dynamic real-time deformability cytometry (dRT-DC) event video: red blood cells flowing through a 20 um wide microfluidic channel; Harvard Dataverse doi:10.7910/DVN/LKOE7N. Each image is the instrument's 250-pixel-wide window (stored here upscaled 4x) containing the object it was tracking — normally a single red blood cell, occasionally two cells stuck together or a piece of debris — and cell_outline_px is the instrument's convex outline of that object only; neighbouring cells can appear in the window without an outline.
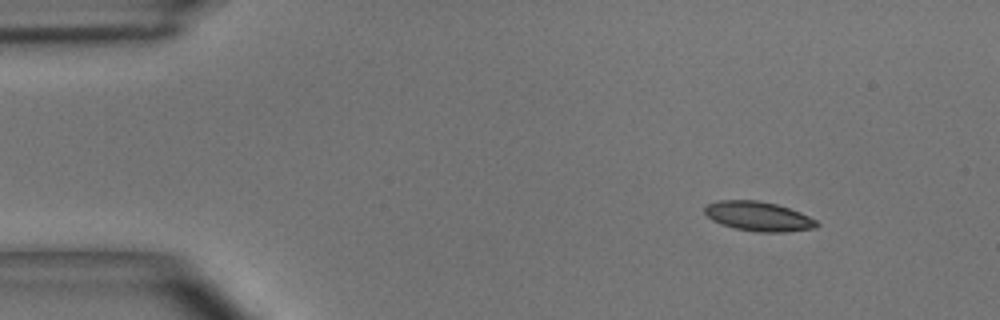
{"species": "common noctule bat (a hibernating species)", "species_latin": "Nyctalus noctula", "temperature_condition": "room temperature", "stored_images_in_passage": 4, "camera_frame_rate_fps": 3000, "um_per_image_px": 0.085, "animal": {"sex": "male", "body_mass_g": 15.6}, "frame": {"image": 1, "passage_image": 1, "time_ms": 0.0, "image_size_px": [1000, 320], "cell_outline_px": [[820, 224], [816, 228], [784, 232], [756, 232], [736, 228], [720, 224], [712, 220], [704, 212], [704, 208], [708, 204], [720, 200], [756, 200], [776, 204], [800, 212], [816, 220]], "centroid_in_image_um": [64.47, 18.39], "position_along_channel_um": 20.5, "area_um2": 19.19}}